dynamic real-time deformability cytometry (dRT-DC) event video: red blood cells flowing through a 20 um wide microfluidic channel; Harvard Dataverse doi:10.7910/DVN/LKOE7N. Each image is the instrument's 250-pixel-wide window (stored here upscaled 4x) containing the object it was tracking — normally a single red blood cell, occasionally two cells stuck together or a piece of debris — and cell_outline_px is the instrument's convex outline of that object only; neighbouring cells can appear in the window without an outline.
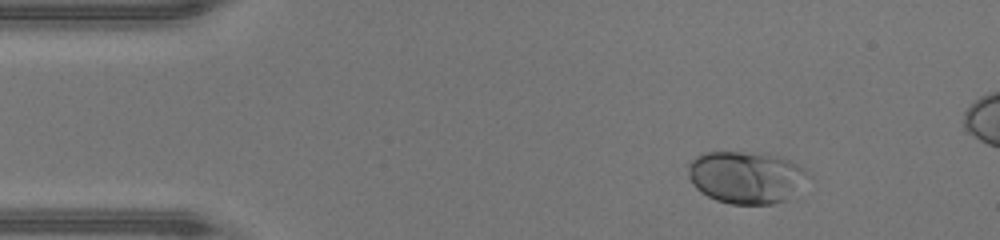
{"species": "human", "species_latin": "Homo sapiens", "temperature_condition": "warm", "stored_images_in_passage": 48, "camera_frame_rate_fps": 3000, "um_per_image_px": 0.085, "donor": {"sex": "male"}, "frame": {"image": 1, "passage_image": 6, "time_ms": 1.667, "image_size_px": [1000, 240], "cell_outline_px": [[812, 176], [788, 200], [772, 204], [732, 204], [716, 200], [700, 192], [692, 184], [688, 176], [688, 164], [696, 156], [704, 152], [760, 152], [780, 156], [792, 160], [808, 168]], "centroid_in_image_um": [63.49, 15.05], "position_along_channel_um": 21.5, "area_um2": 37.45}}
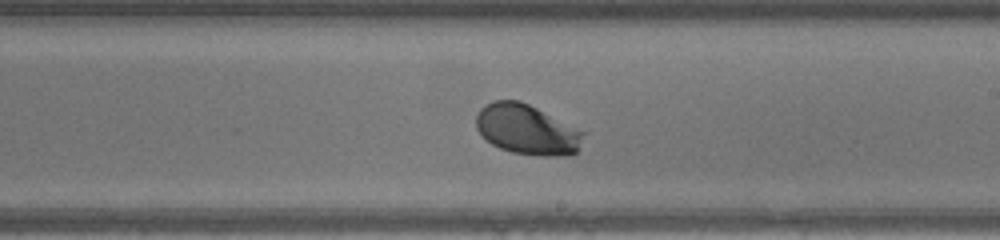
{"frame": {"image": 2, "passage_image": 27, "time_ms": 8.667, "image_size_px": [1000, 240], "cell_outline_px": [[588, 132], [576, 152], [568, 156], [540, 156], [512, 152], [500, 148], [492, 144], [476, 128], [476, 116], [480, 108], [484, 104], [492, 100], [520, 100]], "centroid_in_image_um": [44.83, 11.01], "position_along_channel_um": 244.2, "area_um2": 31.67}}
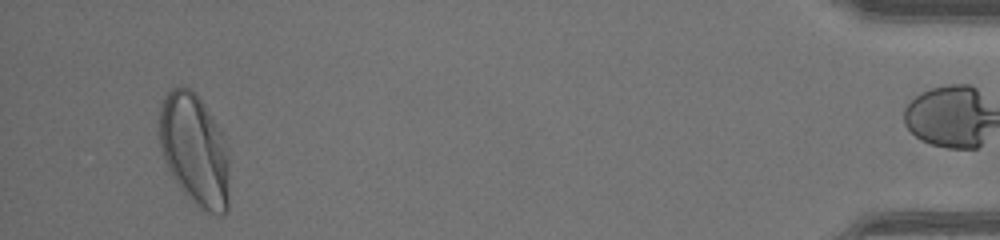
{"frame": {"image": 3, "passage_image": 45, "time_ms": 14.667, "image_size_px": [1000, 240], "cell_outline_px": [[228, 212], [220, 216], [204, 212], [180, 188], [172, 176], [168, 168], [160, 144], [160, 104], [164, 96], [172, 88], [180, 84], [196, 92], [212, 116], [224, 140], [228, 152]], "centroid_in_image_um": [16.55, 12.74], "position_along_channel_um": 418.7, "area_um2": 45.6}, "authors_computed_cell_mechanics": {"area_um2": 33.0616, "velocity_mm_per_s": 4.2994, "shape_relaxation_time_tau1_ms": 1.7931, "shape_relaxation_time_tau2_ms": null, "deformation_change_tau1": 0.164, "deformation_change_tau2": null}}